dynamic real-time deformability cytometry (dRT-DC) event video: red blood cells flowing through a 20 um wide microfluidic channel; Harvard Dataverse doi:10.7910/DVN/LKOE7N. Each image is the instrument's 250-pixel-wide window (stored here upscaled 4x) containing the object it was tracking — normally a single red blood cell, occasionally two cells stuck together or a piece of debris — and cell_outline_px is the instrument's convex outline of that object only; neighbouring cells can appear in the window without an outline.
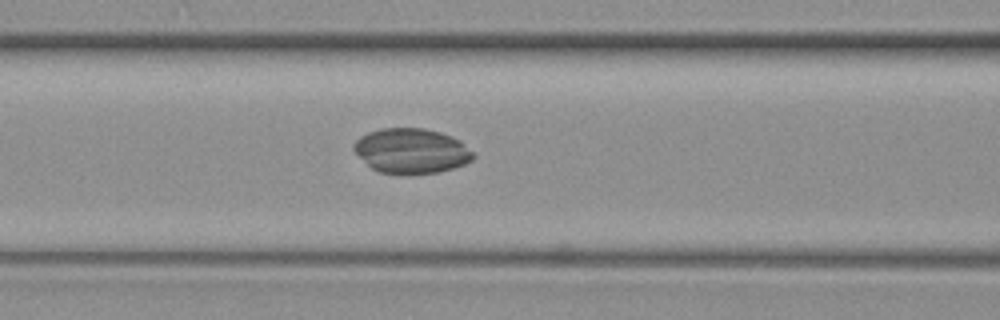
{"species": "common noctule bat (a hibernating species)", "species_latin": "Nyctalus noctula", "temperature_condition": "warm", "stored_images_in_passage": 57, "camera_frame_rate_fps": 3000, "um_per_image_px": 0.085, "animal": {"sex": "female", "body_mass_g": 19.3, "forearm_length_mm": 54.1}, "frame": {"image": 1, "passage_image": 21, "time_ms": 6.667, "image_size_px": [1000, 320], "cell_outline_px": [[476, 156], [472, 160], [464, 164], [440, 172], [408, 176], [404, 176], [380, 172], [372, 168], [352, 148], [352, 144], [360, 136], [368, 132], [380, 128], [424, 128], [440, 132], [460, 140]], "centroid_in_image_um": [34.96, 12.84], "position_along_channel_um": 131.6, "area_um2": 31.62}}
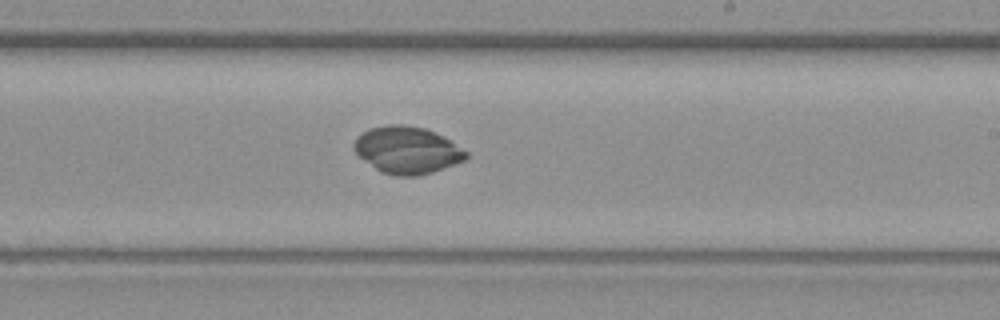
{"frame": {"image": 2, "passage_image": 32, "time_ms": 10.333, "image_size_px": [1000, 320], "cell_outline_px": [[468, 156], [464, 160], [432, 172], [420, 176], [396, 176], [380, 172], [360, 156], [352, 148], [356, 136], [372, 128], [388, 124], [404, 124], [424, 128], [436, 132], [468, 152]], "centroid_in_image_um": [34.59, 12.76], "position_along_channel_um": 254.4, "area_um2": 30.58}}
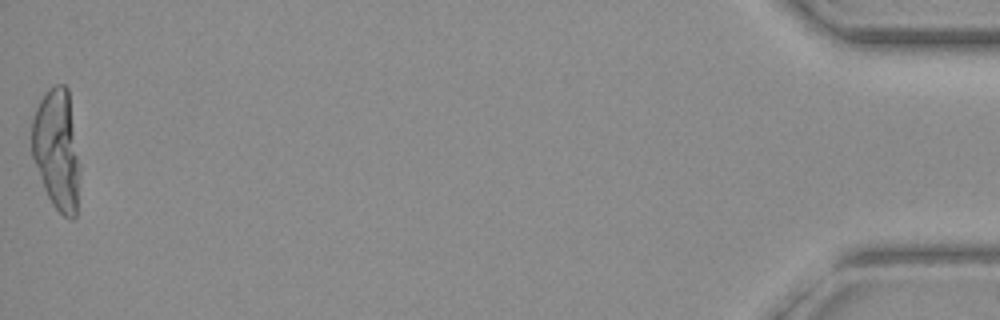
{"frame": {"image": 3, "passage_image": 57, "time_ms": 18.667, "image_size_px": [1000, 320], "cell_outline_px": [[80, 168], [76, 216], [72, 220], [64, 216], [52, 204], [44, 188], [32, 156], [32, 120], [36, 108], [40, 100], [48, 88], [56, 84], [64, 84], [68, 88]], "centroid_in_image_um": [4.83, 12.71], "position_along_channel_um": 430.4, "area_um2": 33.76}}